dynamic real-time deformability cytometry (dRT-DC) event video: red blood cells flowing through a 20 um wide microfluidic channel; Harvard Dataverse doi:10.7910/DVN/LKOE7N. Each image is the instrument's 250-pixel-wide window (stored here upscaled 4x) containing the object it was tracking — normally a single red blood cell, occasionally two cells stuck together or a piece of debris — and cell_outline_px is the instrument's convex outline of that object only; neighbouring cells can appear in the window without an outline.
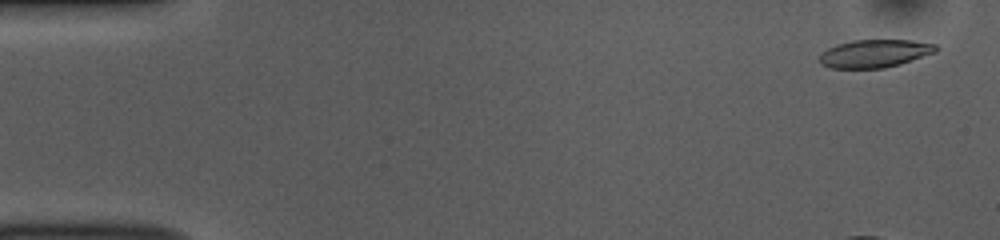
{"species": "common noctule bat (a hibernating species)", "species_latin": "Nyctalus noctula", "temperature_condition": "room temperature", "stored_images_in_passage": 54, "camera_frame_rate_fps": 3000, "um_per_image_px": 0.085, "animal": {"sex": "female", "body_mass_g": 10.0, "forearm_length_mm": 53.1}, "frame": {"image": 1, "passage_image": 2, "time_ms": 0.333, "image_size_px": [1000, 240], "cell_outline_px": [[940, 48], [936, 52], [900, 64], [884, 68], [828, 68], [820, 64], [820, 56], [828, 48], [836, 44], [852, 40], [912, 40], [936, 44]], "centroid_in_image_um": [74.37, 4.54], "position_along_channel_um": 10.6, "area_um2": 19.02}}
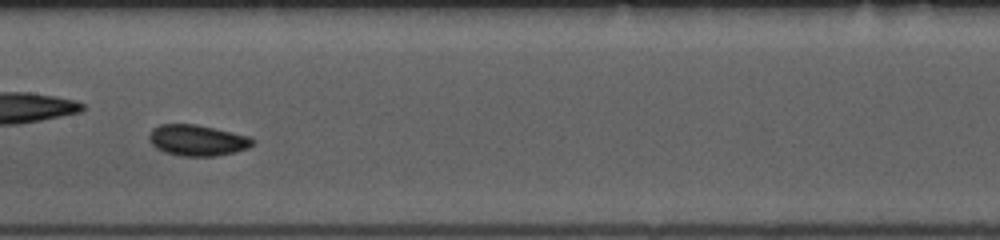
{"frame": {"image": 2, "passage_image": 27, "time_ms": 8.667, "image_size_px": [1000, 240], "cell_outline_px": [[256, 140], [248, 148], [236, 152], [216, 156], [180, 156], [164, 152], [156, 148], [148, 140], [148, 136], [152, 128], [160, 124], [196, 124], [248, 136]], "centroid_in_image_um": [16.74, 11.93], "position_along_channel_um": 190.7, "area_um2": 18.79}}
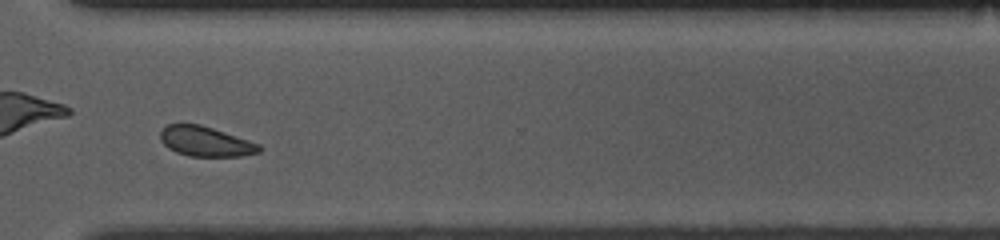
{"frame": {"image": 3, "passage_image": 40, "time_ms": 13.0, "image_size_px": [1000, 240], "cell_outline_px": [[264, 148], [260, 152], [240, 156], [188, 156], [176, 152], [168, 148], [160, 140], [160, 132], [168, 124], [200, 124], [260, 144]], "centroid_in_image_um": [17.48, 12.03], "position_along_channel_um": 353.1, "area_um2": 17.17}, "authors_computed_cell_mechanics": {"area_um2": 18.3804, "velocity_mm_per_s": 3.7519, "shape_relaxation_time_tau1_ms": 4.3301, "shape_relaxation_time_tau2_ms": null, "deformation_change_tau1": 0.0814, "deformation_change_tau2": null}}